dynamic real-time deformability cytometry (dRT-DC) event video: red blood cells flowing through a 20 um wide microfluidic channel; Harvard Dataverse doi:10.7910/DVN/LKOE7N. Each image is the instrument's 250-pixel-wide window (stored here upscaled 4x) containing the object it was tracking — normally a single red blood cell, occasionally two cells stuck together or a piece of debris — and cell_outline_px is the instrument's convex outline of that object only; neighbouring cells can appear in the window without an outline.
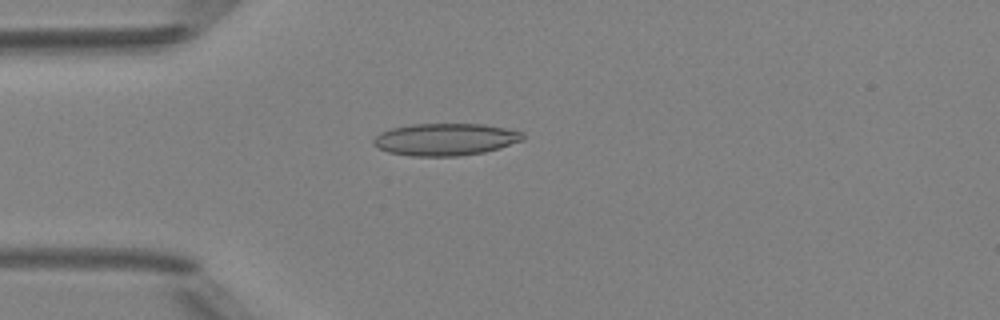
{"species": "Egyptian fruit bat (a non-hibernating species)", "species_latin": "Rousettus aegyptiacus", "temperature_condition": "room temperature", "stored_images_in_passage": 3, "camera_frame_rate_fps": 3000, "um_per_image_px": 0.085, "animal": {"sex": "female"}, "frame": {"image": 1, "passage_image": 2, "time_ms": 1.333, "image_size_px": [1000, 320], "cell_outline_px": [[524, 140], [500, 148], [484, 152], [460, 156], [412, 156], [388, 152], [376, 148], [372, 144], [372, 140], [380, 132], [392, 128], [412, 124], [484, 124], [524, 132]], "centroid_in_image_um": [37.84, 11.85], "position_along_channel_um": 47.2, "area_um2": 28.21}}